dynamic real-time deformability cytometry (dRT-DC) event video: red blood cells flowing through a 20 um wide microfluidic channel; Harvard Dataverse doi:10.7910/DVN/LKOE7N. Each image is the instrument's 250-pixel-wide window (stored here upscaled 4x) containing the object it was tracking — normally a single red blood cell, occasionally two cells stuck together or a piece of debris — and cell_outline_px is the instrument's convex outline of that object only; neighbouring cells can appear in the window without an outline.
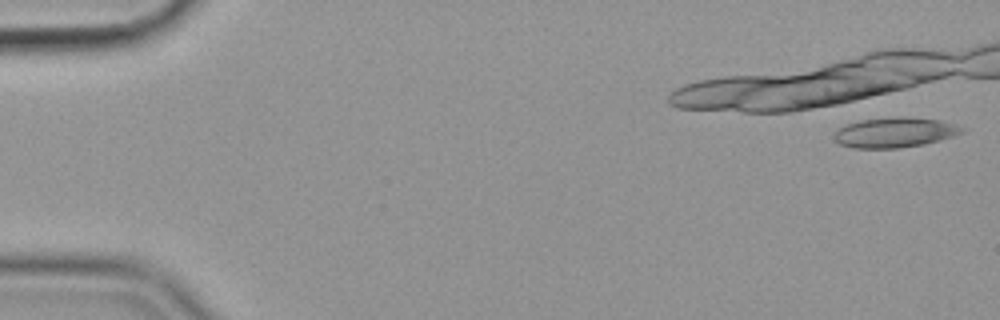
{"species": "common noctule bat (a hibernating species)", "species_latin": "Nyctalus noctula", "temperature_condition": "cold", "stored_images_in_passage": 15, "camera_frame_rate_fps": 3000, "um_per_image_px": 0.085, "animal": {"sex": "female", "body_mass_g": 19.9}, "frame": {"image": 1, "passage_image": 1, "time_ms": 0.0, "image_size_px": [1000, 320], "cell_outline_px": [[968, 128], [964, 132], [952, 136], [924, 144], [900, 148], [852, 148], [840, 144], [832, 136], [840, 128], [848, 124], [860, 120], [900, 116], [940, 120]], "centroid_in_image_um": [76.08, 11.26], "position_along_channel_um": 8.9, "area_um2": 22.31}}